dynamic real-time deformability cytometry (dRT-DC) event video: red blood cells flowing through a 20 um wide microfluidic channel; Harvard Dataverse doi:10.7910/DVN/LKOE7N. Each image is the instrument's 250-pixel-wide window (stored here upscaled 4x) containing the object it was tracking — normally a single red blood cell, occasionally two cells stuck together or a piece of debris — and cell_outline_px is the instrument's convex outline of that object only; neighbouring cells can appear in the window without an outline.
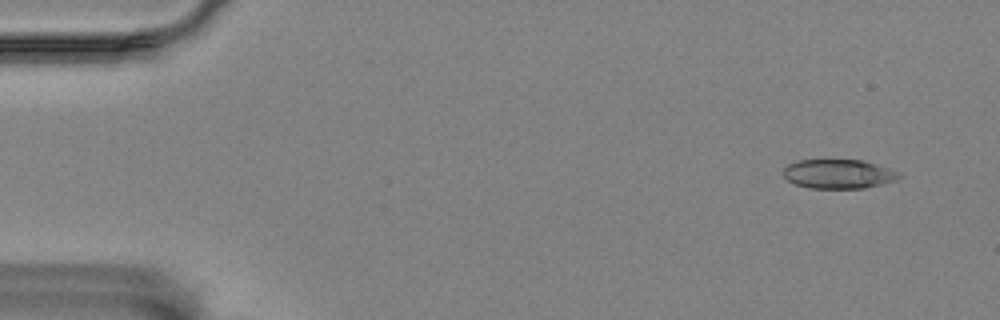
{"species": "Egyptian fruit bat (a non-hibernating species)", "species_latin": "Rousettus aegyptiacus", "temperature_condition": "room temperature", "stored_images_in_passage": 2, "camera_frame_rate_fps": 3000, "um_per_image_px": 0.085, "animal": {"sex": "female"}, "frame": {"image": 1, "passage_image": 2, "time_ms": 1.333, "image_size_px": [1000, 320], "cell_outline_px": [[900, 176], [896, 180], [864, 188], [808, 188], [796, 184], [788, 180], [784, 176], [784, 168], [788, 164], [800, 160], [864, 160], [888, 168], [896, 172]], "centroid_in_image_um": [71.24, 14.78], "position_along_channel_um": 13.8, "area_um2": 19.42}}